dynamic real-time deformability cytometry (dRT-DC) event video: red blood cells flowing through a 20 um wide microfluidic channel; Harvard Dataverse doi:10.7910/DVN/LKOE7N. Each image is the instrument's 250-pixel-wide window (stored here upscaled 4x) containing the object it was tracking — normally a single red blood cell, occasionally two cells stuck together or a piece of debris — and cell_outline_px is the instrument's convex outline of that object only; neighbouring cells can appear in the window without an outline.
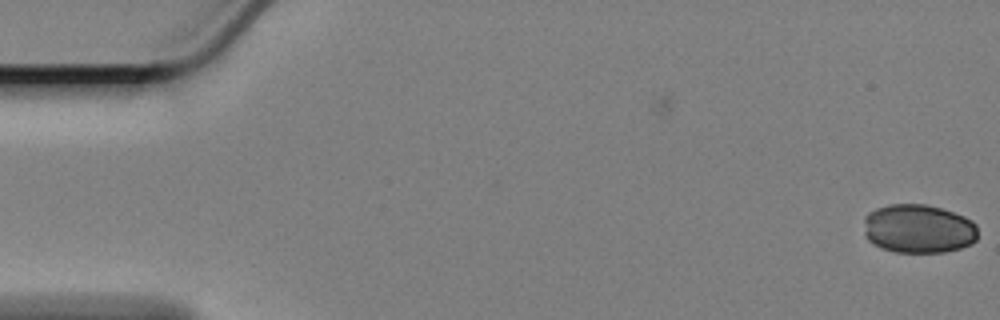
{"species": "Egyptian fruit bat (a non-hibernating species)", "species_latin": "Rousettus aegyptiacus", "temperature_condition": "cold", "stored_images_in_passage": 6, "camera_frame_rate_fps": 3000, "um_per_image_px": 0.085, "animal": {"sex": "female"}, "frame": {"image": 1, "passage_image": 6, "time_ms": 1.667, "image_size_px": [1000, 320], "cell_outline_px": [[976, 240], [972, 244], [960, 248], [944, 252], [896, 252], [880, 248], [868, 240], [864, 232], [864, 216], [868, 212], [876, 208], [888, 204], [924, 204], [940, 208], [964, 216], [972, 220], [976, 224]], "centroid_in_image_um": [78.04, 19.44], "position_along_channel_um": 7.0, "area_um2": 32.66}}